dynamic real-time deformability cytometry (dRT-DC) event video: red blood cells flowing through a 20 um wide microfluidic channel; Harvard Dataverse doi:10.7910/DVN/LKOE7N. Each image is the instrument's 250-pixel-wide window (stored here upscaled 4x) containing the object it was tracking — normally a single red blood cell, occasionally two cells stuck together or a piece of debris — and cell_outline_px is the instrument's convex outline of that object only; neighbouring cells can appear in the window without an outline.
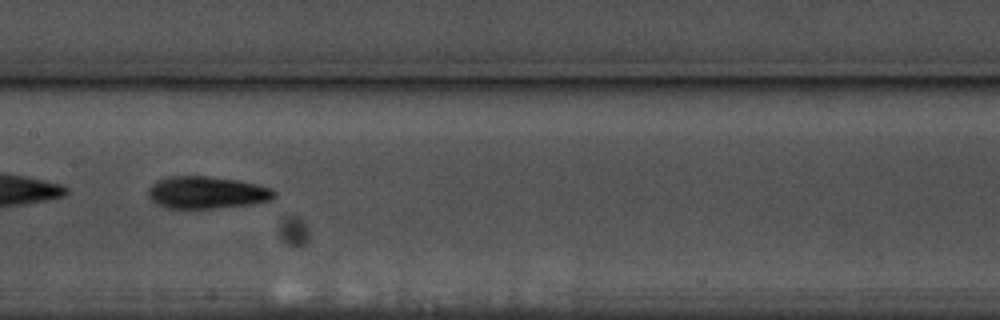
{"species": "common noctule bat (a hibernating species)", "species_latin": "Nyctalus noctula", "temperature_condition": "warm", "stored_images_in_passage": 59, "camera_frame_rate_fps": 3000, "um_per_image_px": 0.085, "animal": {"sex": "male", "body_mass_g": 17.5, "forearm_length_mm": 52.3}, "frame": {"image": 1, "passage_image": 30, "time_ms": 9.667, "image_size_px": [1000, 320], "cell_outline_px": [[276, 196], [272, 200], [252, 204], [212, 208], [168, 208], [156, 204], [148, 196], [148, 188], [156, 180], [168, 176], [208, 176], [240, 180], [272, 188], [276, 192]], "centroid_in_image_um": [17.58, 16.35], "position_along_channel_um": 189.8, "area_um2": 23.87}}
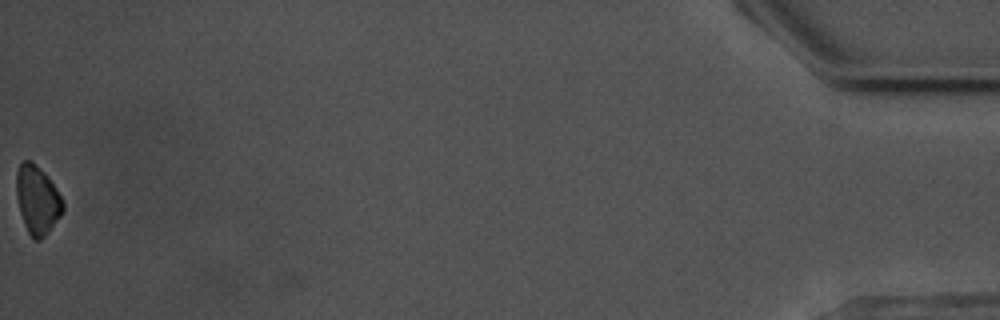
{"frame": {"image": 2, "passage_image": 59, "time_ms": 19.333, "image_size_px": [1000, 320], "cell_outline_px": [[64, 208], [60, 216], [48, 232], [40, 240], [32, 240], [24, 224], [20, 212], [16, 196], [16, 172], [20, 164], [24, 160], [32, 160], [48, 176], [56, 188], [64, 204]], "centroid_in_image_um": [3.16, 16.97], "position_along_channel_um": 432.0, "area_um2": 18.61}, "authors_computed_cell_mechanics": {"area_um2": 23.1778, "velocity_mm_per_s": 3.5575, "shape_relaxation_time_tau1_ms": 3.1873, "shape_relaxation_time_tau2_ms": 8.5753, "deformation_change_tau1": 0.1416, "deformation_change_tau2": 0.1579}}